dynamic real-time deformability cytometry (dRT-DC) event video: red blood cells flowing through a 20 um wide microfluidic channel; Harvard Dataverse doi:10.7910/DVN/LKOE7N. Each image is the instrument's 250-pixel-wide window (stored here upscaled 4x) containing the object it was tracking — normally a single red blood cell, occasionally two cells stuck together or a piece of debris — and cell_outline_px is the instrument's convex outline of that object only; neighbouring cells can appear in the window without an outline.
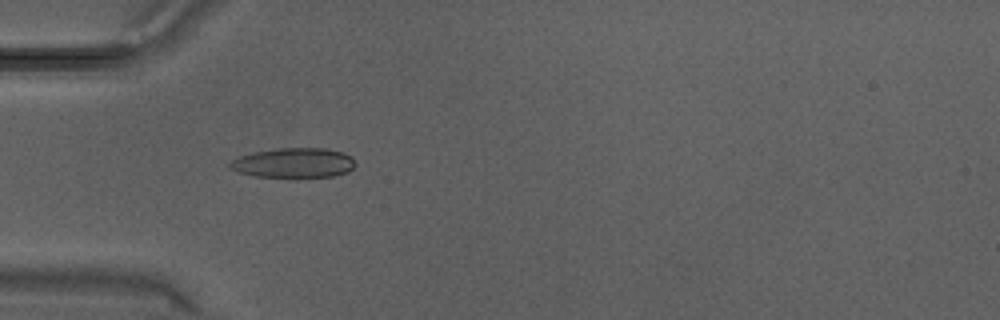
{"species": "Egyptian fruit bat (a non-hibernating species)", "species_latin": "Rousettus aegyptiacus", "temperature_condition": "warm", "stored_images_in_passage": 12, "camera_frame_rate_fps": 3000, "um_per_image_px": 0.085, "animal": {"sex": "male"}, "frame": {"image": 1, "passage_image": 10, "time_ms": 3.0, "image_size_px": [1000, 320], "cell_outline_px": [[356, 164], [348, 172], [332, 176], [256, 176], [240, 172], [228, 168], [228, 164], [232, 160], [240, 156], [256, 152], [276, 148], [328, 148], [344, 152], [352, 156]], "centroid_in_image_um": [25.0, 13.82], "position_along_channel_um": 60.0, "area_um2": 21.56}}